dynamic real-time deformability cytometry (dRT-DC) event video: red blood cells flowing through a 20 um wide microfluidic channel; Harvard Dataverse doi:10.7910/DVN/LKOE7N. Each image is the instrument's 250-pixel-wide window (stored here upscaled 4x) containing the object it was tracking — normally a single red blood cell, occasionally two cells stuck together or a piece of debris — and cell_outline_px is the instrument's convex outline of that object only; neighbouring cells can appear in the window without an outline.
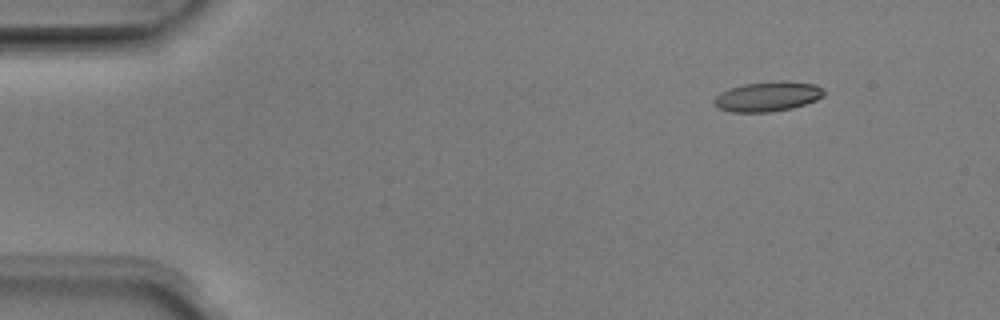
{"species": "Egyptian fruit bat (a non-hibernating species)", "species_latin": "Rousettus aegyptiacus", "temperature_condition": "room temperature", "stored_images_in_passage": 5, "camera_frame_rate_fps": 3000, "um_per_image_px": 0.085, "animal": {"sex": "male"}, "frame": {"image": 1, "passage_image": 1, "time_ms": 0.0, "image_size_px": [1000, 320], "cell_outline_px": [[824, 96], [816, 100], [792, 108], [768, 112], [732, 112], [716, 108], [712, 104], [712, 100], [720, 92], [744, 84], [816, 84], [824, 92]], "centroid_in_image_um": [65.15, 8.27], "position_along_channel_um": 19.9, "area_um2": 18.09}}
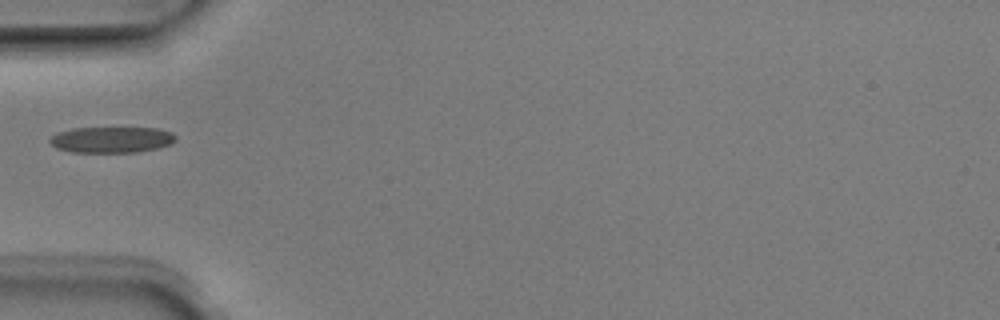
{"frame": {"image": 2, "passage_image": 4, "time_ms": 1.0, "image_size_px": [1000, 320], "cell_outline_px": [[176, 140], [172, 144], [160, 148], [136, 152], [72, 152], [56, 148], [48, 140], [56, 132], [72, 128], [160, 128], [172, 132], [176, 136]], "centroid_in_image_um": [9.51, 11.87], "position_along_channel_um": 75.5, "area_um2": 19.31}}
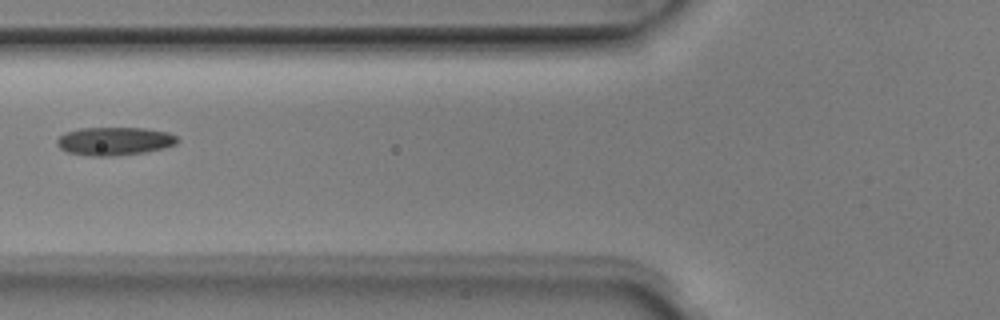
{"frame": {"image": 3, "passage_image": 5, "time_ms": 1.333, "image_size_px": [1000, 320], "cell_outline_px": [[180, 140], [176, 144], [164, 148], [144, 152], [116, 156], [88, 156], [68, 152], [60, 148], [56, 144], [56, 140], [64, 132], [80, 128], [144, 128], [168, 132], [176, 136]], "centroid_in_image_um": [9.72, 12.0], "position_along_channel_um": 116.1, "area_um2": 19.94}}